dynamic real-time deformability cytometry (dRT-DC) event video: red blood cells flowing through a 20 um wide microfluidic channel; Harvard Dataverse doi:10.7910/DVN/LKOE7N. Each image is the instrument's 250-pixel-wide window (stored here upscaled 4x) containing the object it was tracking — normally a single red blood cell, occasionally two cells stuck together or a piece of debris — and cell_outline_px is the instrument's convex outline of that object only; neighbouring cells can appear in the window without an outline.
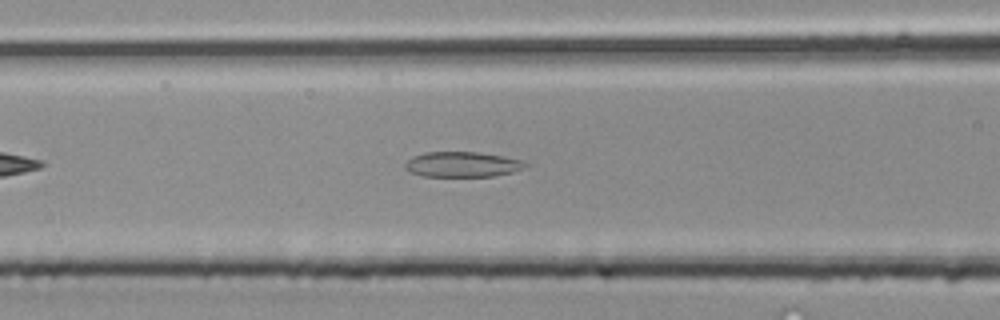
{"species": "common noctule bat (a hibernating species)", "species_latin": "Nyctalus noctula", "temperature_condition": "room temperature", "stored_images_in_passage": 31, "camera_frame_rate_fps": 3000, "um_per_image_px": 0.085, "animal": {"sex": "male", "body_mass_g": 20.4}, "frame": {"image": 1, "passage_image": 6, "time_ms": 1.667, "image_size_px": [1000, 320], "cell_outline_px": [[532, 164], [528, 168], [496, 176], [424, 176], [412, 172], [404, 168], [404, 164], [412, 156], [424, 152], [476, 152], [504, 156], [520, 160]], "centroid_in_image_um": [39.36, 13.97], "position_along_channel_um": 127.2, "area_um2": 17.86}}
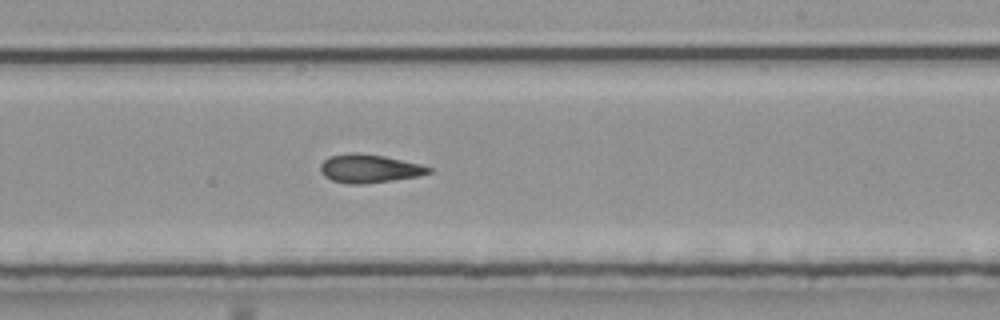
{"frame": {"image": 2, "passage_image": 14, "time_ms": 4.333, "image_size_px": [1000, 320], "cell_outline_px": [[432, 172], [420, 176], [364, 184], [348, 184], [332, 180], [324, 176], [320, 172], [320, 164], [328, 156], [352, 152], [356, 152], [384, 156], [420, 164], [432, 168]], "centroid_in_image_um": [31.37, 14.32], "position_along_channel_um": 257.6, "area_um2": 18.03}}
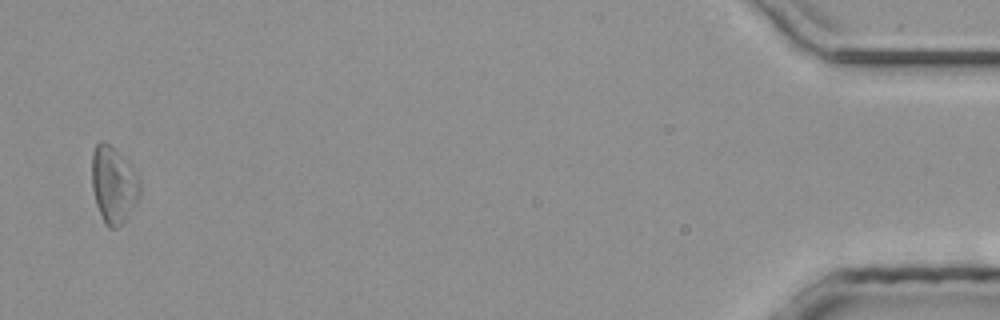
{"frame": {"image": 3, "passage_image": 30, "time_ms": 9.667, "image_size_px": [1000, 320], "cell_outline_px": [[140, 196], [136, 204], [128, 216], [116, 228], [108, 228], [96, 204], [92, 188], [92, 152], [96, 144], [100, 140], [104, 140], [124, 160], [140, 180]], "centroid_in_image_um": [9.63, 15.72], "position_along_channel_um": 425.6, "area_um2": 20.98}}